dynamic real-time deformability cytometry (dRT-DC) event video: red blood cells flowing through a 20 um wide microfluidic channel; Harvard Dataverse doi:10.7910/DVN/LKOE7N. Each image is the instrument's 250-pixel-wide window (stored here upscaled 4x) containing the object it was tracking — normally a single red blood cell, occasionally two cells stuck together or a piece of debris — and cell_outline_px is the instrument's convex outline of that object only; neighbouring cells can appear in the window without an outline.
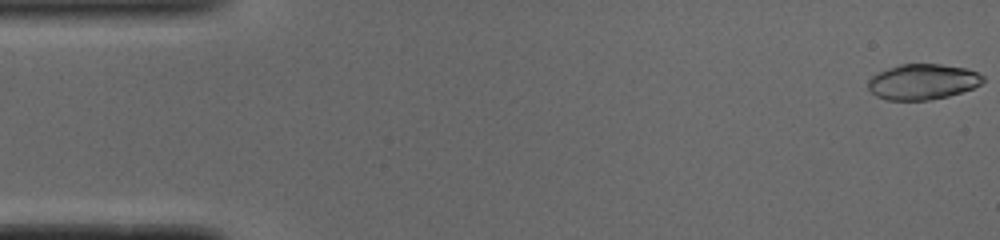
{"species": "common noctule bat (a hibernating species)", "species_latin": "Nyctalus noctula", "temperature_condition": "cold", "stored_images_in_passage": 50, "camera_frame_rate_fps": 3000, "um_per_image_px": 0.085, "animal": {"sex": "male", "body_mass_g": 19.0, "forearm_length_mm": 50.8}, "frame": {"image": 1, "passage_image": 1, "time_ms": 0.0, "image_size_px": [1000, 240], "cell_outline_px": [[984, 80], [980, 84], [972, 88], [948, 96], [928, 100], [888, 100], [876, 96], [868, 88], [868, 80], [872, 76], [888, 68], [900, 64], [940, 64], [968, 68], [984, 76]], "centroid_in_image_um": [78.43, 6.94], "position_along_channel_um": 6.6, "area_um2": 23.7}}